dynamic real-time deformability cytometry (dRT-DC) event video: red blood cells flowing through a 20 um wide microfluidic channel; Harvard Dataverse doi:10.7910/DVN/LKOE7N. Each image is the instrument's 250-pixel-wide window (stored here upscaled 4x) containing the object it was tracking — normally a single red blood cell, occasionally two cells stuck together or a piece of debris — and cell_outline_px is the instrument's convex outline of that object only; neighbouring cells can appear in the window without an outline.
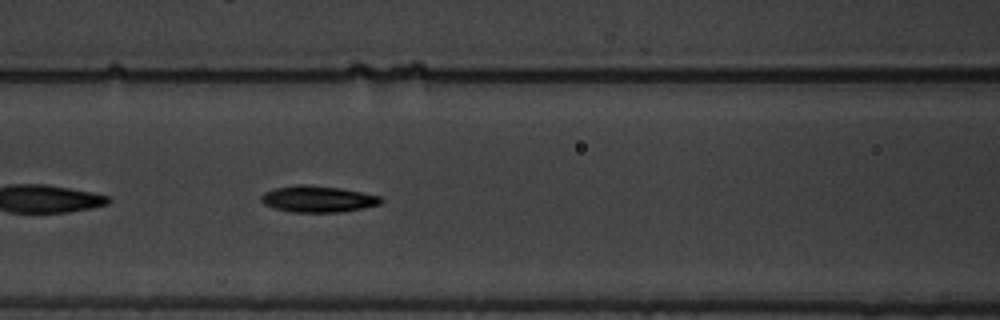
{"species": "common noctule bat (a hibernating species)", "species_latin": "Nyctalus noctula", "temperature_condition": "warm", "stored_images_in_passage": 42, "camera_frame_rate_fps": 3000, "um_per_image_px": 0.085, "animal": {"sex": "male", "body_mass_g": 19.5, "forearm_length_mm": 54.6}, "frame": {"image": 1, "passage_image": 8, "time_ms": 2.333, "image_size_px": [1000, 320], "cell_outline_px": [[384, 200], [380, 204], [364, 208], [340, 212], [292, 212], [276, 208], [264, 204], [260, 200], [260, 196], [264, 192], [276, 188], [296, 184], [308, 184], [340, 188], [380, 196]], "centroid_in_image_um": [27.01, 16.91], "position_along_channel_um": 139.6, "area_um2": 18.44}}
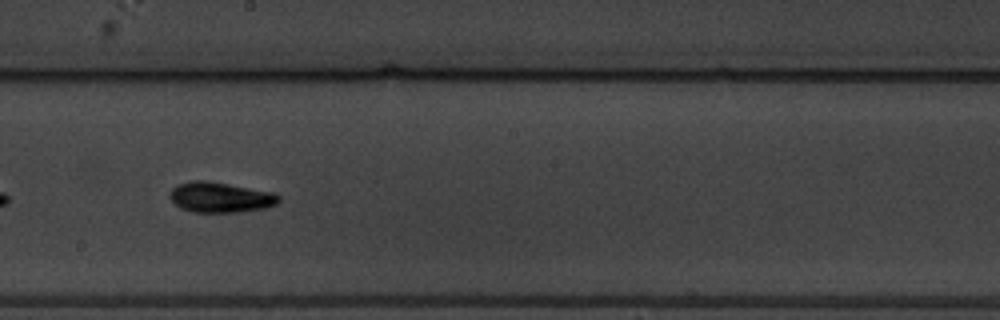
{"frame": {"image": 2, "passage_image": 16, "time_ms": 5.0, "image_size_px": [1000, 320], "cell_outline_px": [[280, 200], [276, 204], [264, 208], [236, 212], [192, 212], [180, 208], [168, 196], [168, 192], [176, 184], [192, 180], [204, 180], [228, 184], [272, 192], [280, 196]], "centroid_in_image_um": [18.67, 16.76], "position_along_channel_um": 229.5, "area_um2": 19.25}}
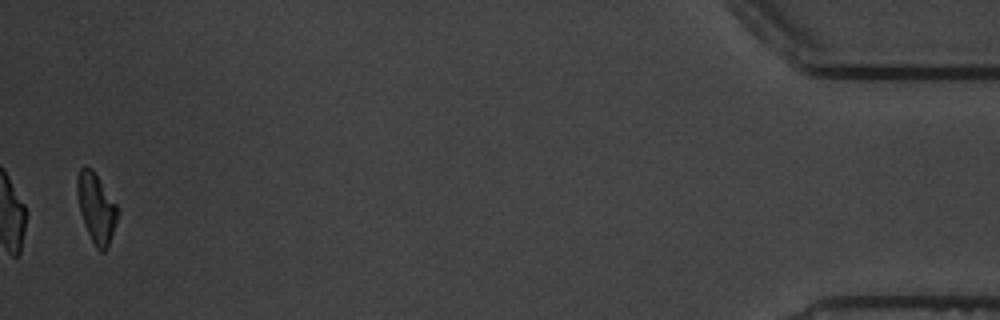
{"frame": {"image": 3, "passage_image": 41, "time_ms": 13.333, "image_size_px": [1000, 320], "cell_outline_px": [[116, 220], [108, 244], [104, 252], [100, 252], [96, 248], [84, 224], [80, 212], [76, 196], [76, 176], [80, 168], [92, 168], [116, 204]], "centroid_in_image_um": [8.12, 17.65], "position_along_channel_um": 427.1, "area_um2": 15.95}, "authors_computed_cell_mechanics": {"area_um2": 17.8602, "velocity_mm_per_s": 3.3837, "shape_relaxation_time_tau1_ms": 4.3436, "shape_relaxation_time_tau2_ms": 4.7056, "deformation_change_tau1": 0.1566, "deformation_change_tau2": 0.0976}}